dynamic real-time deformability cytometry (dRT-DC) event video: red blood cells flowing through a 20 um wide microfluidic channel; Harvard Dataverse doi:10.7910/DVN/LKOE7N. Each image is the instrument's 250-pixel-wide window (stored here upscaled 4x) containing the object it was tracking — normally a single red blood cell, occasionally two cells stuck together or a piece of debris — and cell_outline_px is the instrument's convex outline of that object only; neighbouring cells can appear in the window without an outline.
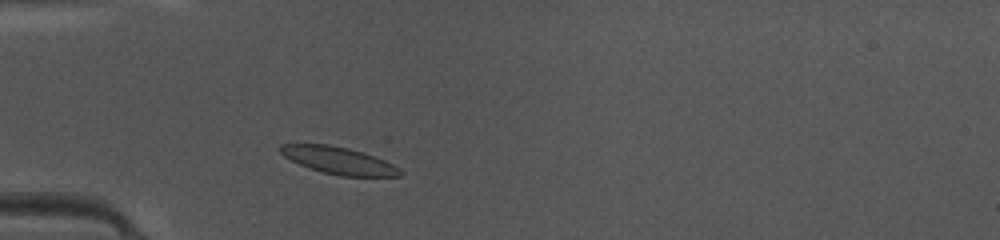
{"species": "common noctule bat (a hibernating species)", "species_latin": "Nyctalus noctula", "temperature_condition": "warm", "stored_images_in_passage": 40, "camera_frame_rate_fps": 3000, "um_per_image_px": 0.085, "animal": {"sex": "female", "body_mass_g": 10.0, "forearm_length_mm": 53.1}, "frame": {"image": 1, "passage_image": 7, "time_ms": 2.0, "image_size_px": [1000, 240], "cell_outline_px": [[404, 172], [400, 176], [340, 176], [324, 172], [300, 164], [284, 156], [280, 152], [280, 144], [328, 144], [348, 148], [364, 152], [376, 156], [400, 168]], "centroid_in_image_um": [28.84, 13.63], "position_along_channel_um": 56.2, "area_um2": 18.79}}
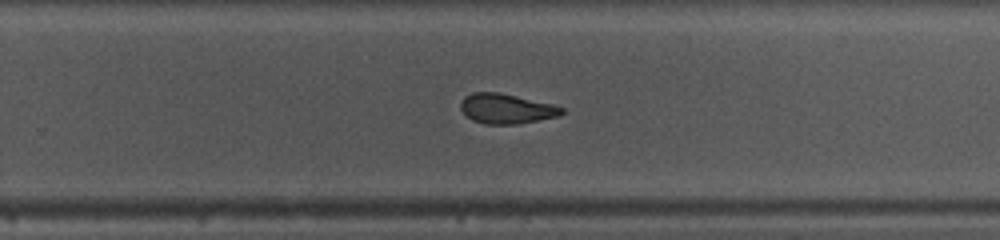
{"frame": {"image": 2, "passage_image": 24, "time_ms": 7.667, "image_size_px": [1000, 240], "cell_outline_px": [[564, 112], [556, 116], [516, 124], [484, 124], [472, 120], [460, 108], [460, 104], [464, 96], [472, 92], [496, 92], [516, 96], [552, 104], [564, 108]], "centroid_in_image_um": [43.0, 9.23], "position_along_channel_um": 286.8, "area_um2": 17.34}}
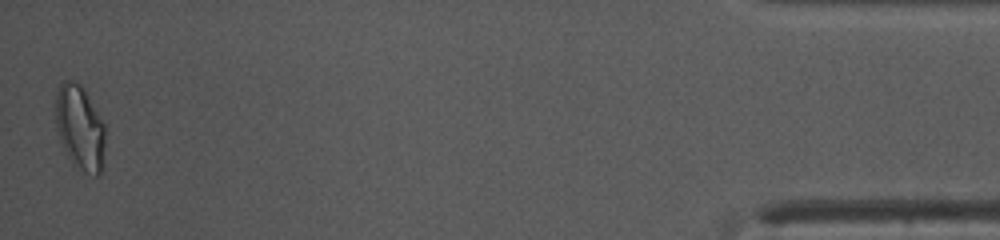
{"frame": {"image": 3, "passage_image": 40, "time_ms": 13.0, "image_size_px": [1000, 240], "cell_outline_px": [[104, 168], [100, 176], [96, 176], [84, 172], [68, 156], [60, 140], [56, 128], [56, 92], [60, 84], [64, 80], [72, 80], [80, 84], [84, 88], [104, 124]], "centroid_in_image_um": [6.81, 10.85], "position_along_channel_um": 428.4, "area_um2": 24.45}, "authors_computed_cell_mechanics": {"area_um2": 18.8139, "velocity_mm_per_s": 4.188, "shape_relaxation_time_tau1_ms": 4.3808, "shape_relaxation_time_tau2_ms": 2.6636, "deformation_change_tau1": 0.1424, "deformation_change_tau2": 0.0568}}